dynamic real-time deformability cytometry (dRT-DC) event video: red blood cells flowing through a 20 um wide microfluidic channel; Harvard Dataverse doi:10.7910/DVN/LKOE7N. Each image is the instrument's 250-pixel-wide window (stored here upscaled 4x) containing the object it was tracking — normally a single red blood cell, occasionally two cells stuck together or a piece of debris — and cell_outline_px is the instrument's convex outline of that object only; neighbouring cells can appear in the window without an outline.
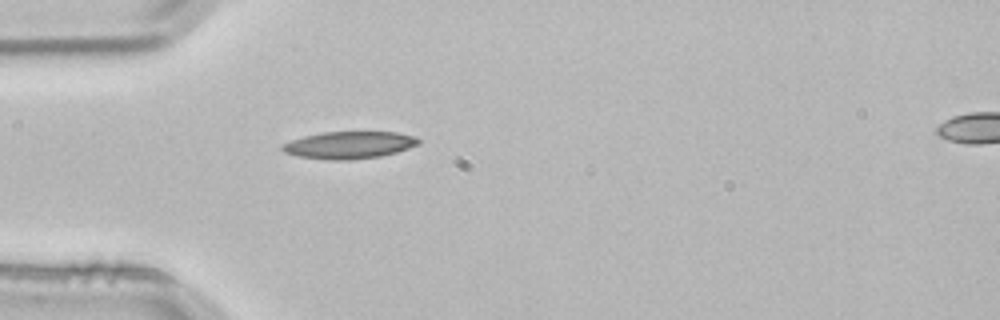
{"species": "common noctule bat (a hibernating species)", "species_latin": "Nyctalus noctula", "temperature_condition": "room temperature", "stored_images_in_passage": 2, "segment_of_instrument_passage": [1, 2], "camera_frame_rate_fps": 3000, "um_per_image_px": 0.085, "animal": {"sex": "male", "body_mass_g": 21.5, "forearm_length_mm": 52.0}, "frame": {"image": 1, "passage_image": 1, "time_ms": 0.0, "image_size_px": [1000, 320], "cell_outline_px": [[420, 144], [396, 152], [380, 156], [348, 160], [332, 160], [296, 156], [284, 152], [280, 148], [284, 144], [292, 140], [304, 136], [324, 132], [396, 132], [416, 136], [420, 140]], "centroid_in_image_um": [29.7, 12.32], "position_along_channel_um": 55.3, "area_um2": 21.5}}